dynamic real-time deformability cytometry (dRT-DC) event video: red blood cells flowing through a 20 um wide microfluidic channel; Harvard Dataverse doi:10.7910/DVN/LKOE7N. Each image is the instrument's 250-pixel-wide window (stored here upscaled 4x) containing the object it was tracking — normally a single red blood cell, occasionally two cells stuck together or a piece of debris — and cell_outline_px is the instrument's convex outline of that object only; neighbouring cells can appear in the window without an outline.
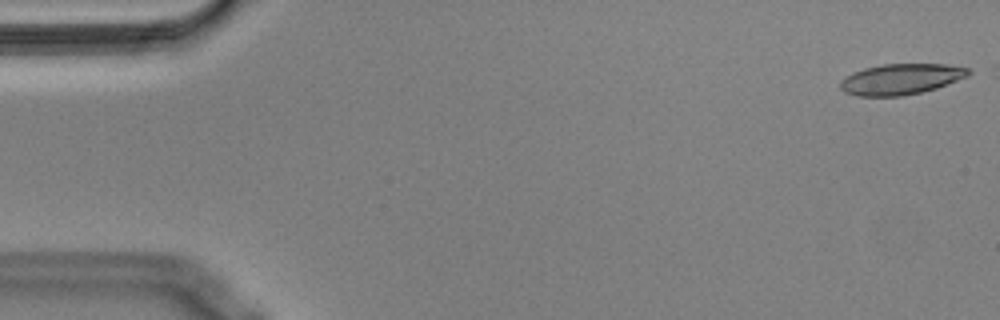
{"species": "Egyptian fruit bat (a non-hibernating species)", "species_latin": "Rousettus aegyptiacus", "temperature_condition": "cold", "stored_images_in_passage": 49, "camera_frame_rate_fps": 3000, "um_per_image_px": 0.085, "animal": {"sex": "male"}, "frame": {"image": 1, "passage_image": 1, "time_ms": 0.0, "image_size_px": [1000, 320], "cell_outline_px": [[976, 72], [968, 76], [936, 88], [920, 92], [900, 96], [856, 96], [844, 92], [840, 88], [840, 80], [852, 72], [864, 68], [880, 64], [944, 64], [968, 68]], "centroid_in_image_um": [76.57, 6.72], "position_along_channel_um": 8.4, "area_um2": 23.12}}
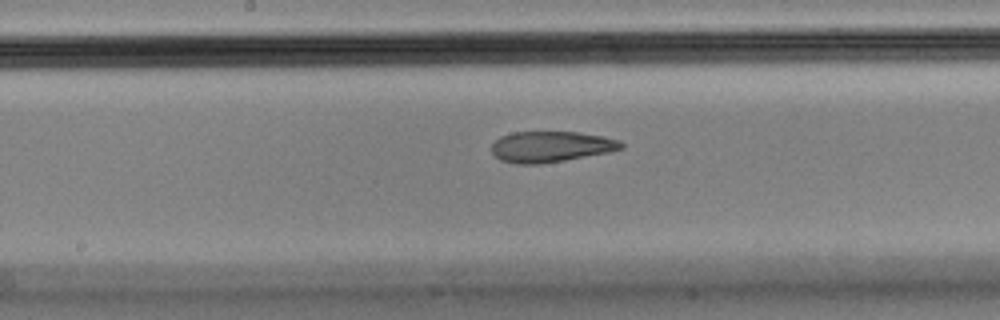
{"frame": {"image": 2, "passage_image": 28, "time_ms": 9.0, "image_size_px": [1000, 320], "cell_outline_px": [[624, 148], [608, 152], [564, 160], [540, 164], [516, 164], [500, 160], [492, 152], [492, 144], [500, 136], [512, 132], [580, 132], [604, 136], [620, 140], [624, 144]], "centroid_in_image_um": [46.83, 12.46], "position_along_channel_um": 201.4, "area_um2": 23.35}}
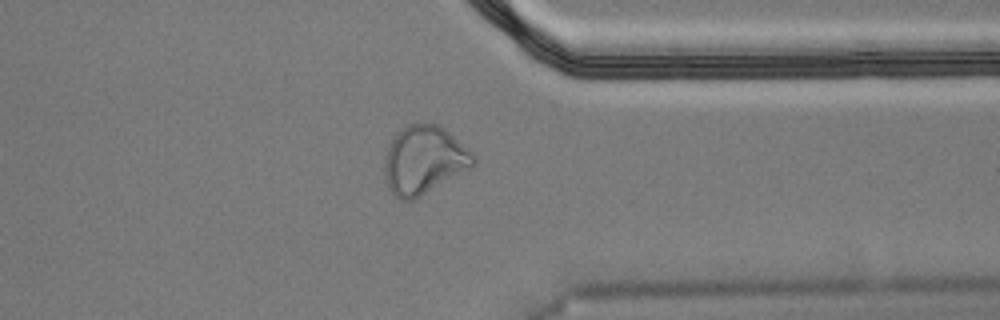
{"frame": {"image": 3, "passage_image": 43, "time_ms": 14.0, "image_size_px": [1000, 320], "cell_outline_px": [[476, 164], [472, 168], [420, 196], [412, 200], [400, 200], [388, 188], [384, 176], [384, 156], [388, 144], [392, 136], [400, 128], [408, 124], [436, 124], [444, 128], [472, 152], [476, 160]], "centroid_in_image_um": [36.01, 13.6], "position_along_channel_um": 375.4, "area_um2": 35.55}, "authors_computed_cell_mechanics": {"area_um2": 24.1604, "velocity_mm_per_s": 3.5698, "shape_relaxation_time_tau1_ms": null, "shape_relaxation_time_tau2_ms": 2.5223, "deformation_change_tau1": null, "deformation_change_tau2": 0.0971}}